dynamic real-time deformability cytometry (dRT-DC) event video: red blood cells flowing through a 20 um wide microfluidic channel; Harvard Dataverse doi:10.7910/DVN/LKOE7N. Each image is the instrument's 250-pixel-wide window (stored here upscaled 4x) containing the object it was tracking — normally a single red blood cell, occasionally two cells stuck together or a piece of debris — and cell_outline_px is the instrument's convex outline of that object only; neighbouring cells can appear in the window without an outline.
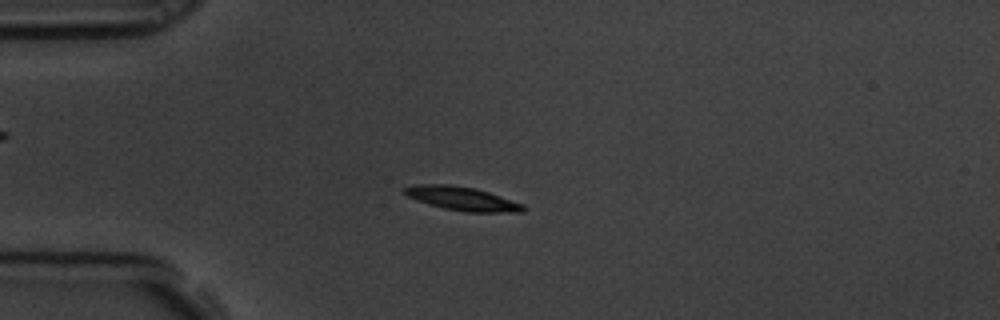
{"species": "common noctule bat (a hibernating species)", "species_latin": "Nyctalus noctula", "temperature_condition": "room temperature", "stored_images_in_passage": 7, "camera_frame_rate_fps": 3000, "um_per_image_px": 0.085, "animal": {"sex": "male", "body_mass_g": 19.5, "forearm_length_mm": 54.6}, "frame": {"image": 1, "passage_image": 4, "time_ms": 1.0, "image_size_px": [1000, 320], "cell_outline_px": [[528, 208], [524, 212], [464, 212], [444, 208], [428, 204], [416, 200], [408, 196], [404, 192], [404, 188], [416, 184], [448, 184], [476, 188], [524, 204]], "centroid_in_image_um": [39.32, 16.89], "position_along_channel_um": 45.7, "area_um2": 16.47}}
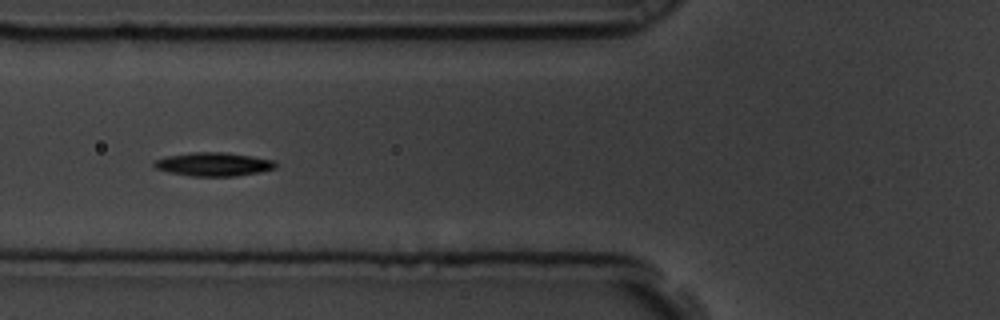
{"frame": {"image": 2, "passage_image": 6, "time_ms": 1.667, "image_size_px": [1000, 320], "cell_outline_px": [[276, 168], [260, 172], [236, 176], [192, 176], [168, 172], [156, 168], [152, 164], [156, 160], [168, 156], [192, 152], [224, 152], [252, 156], [272, 160], [276, 164]], "centroid_in_image_um": [18.15, 13.96], "position_along_channel_um": 107.6, "area_um2": 16.59}}
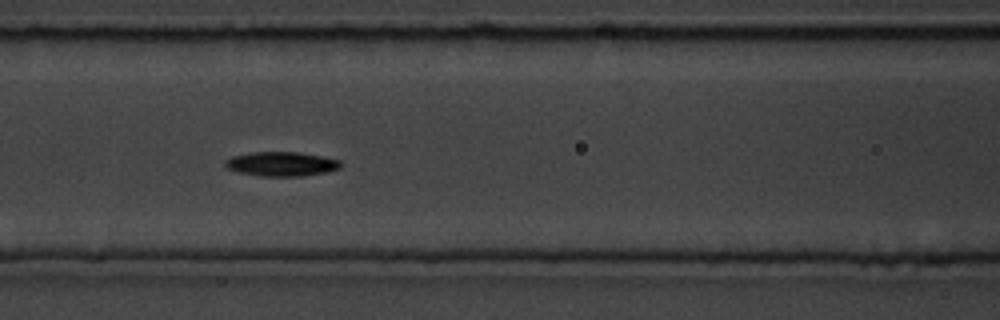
{"frame": {"image": 3, "passage_image": 7, "time_ms": 2.0, "image_size_px": [1000, 320], "cell_outline_px": [[340, 168], [324, 172], [304, 176], [260, 176], [236, 172], [224, 168], [224, 160], [232, 156], [248, 152], [296, 152], [324, 156], [340, 160]], "centroid_in_image_um": [23.85, 13.93], "position_along_channel_um": 142.8, "area_um2": 16.59}}